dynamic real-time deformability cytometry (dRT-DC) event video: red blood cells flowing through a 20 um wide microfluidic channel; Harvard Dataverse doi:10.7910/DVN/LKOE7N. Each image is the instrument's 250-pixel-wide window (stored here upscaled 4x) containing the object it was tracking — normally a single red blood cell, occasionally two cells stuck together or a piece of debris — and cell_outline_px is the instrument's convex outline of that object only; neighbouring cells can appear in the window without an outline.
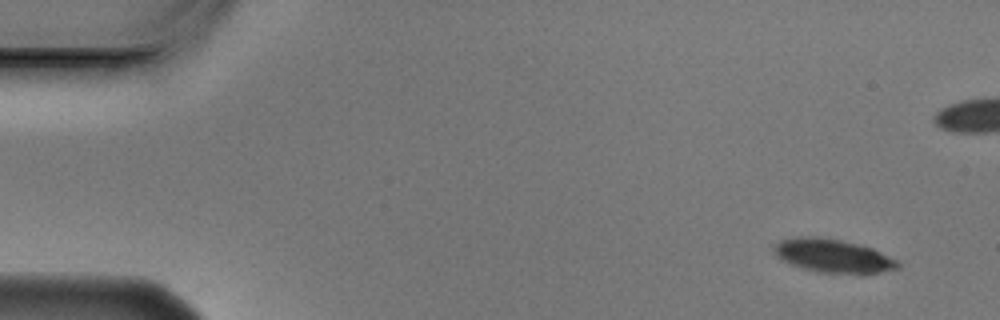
{"species": "Egyptian fruit bat (a non-hibernating species)", "species_latin": "Rousettus aegyptiacus", "temperature_condition": "cold", "stored_images_in_passage": 6, "camera_frame_rate_fps": 3000, "um_per_image_px": 0.085, "animal": {"sex": "male"}, "frame": {"image": 1, "passage_image": 1, "time_ms": 0.0, "image_size_px": [1000, 320], "cell_outline_px": [[900, 268], [876, 272], [824, 272], [804, 268], [792, 264], [776, 256], [772, 248], [772, 244], [780, 240], [796, 236], [820, 236], [840, 240], [872, 248], [900, 260]], "centroid_in_image_um": [70.78, 21.7], "position_along_channel_um": 14.2, "area_um2": 23.81}}